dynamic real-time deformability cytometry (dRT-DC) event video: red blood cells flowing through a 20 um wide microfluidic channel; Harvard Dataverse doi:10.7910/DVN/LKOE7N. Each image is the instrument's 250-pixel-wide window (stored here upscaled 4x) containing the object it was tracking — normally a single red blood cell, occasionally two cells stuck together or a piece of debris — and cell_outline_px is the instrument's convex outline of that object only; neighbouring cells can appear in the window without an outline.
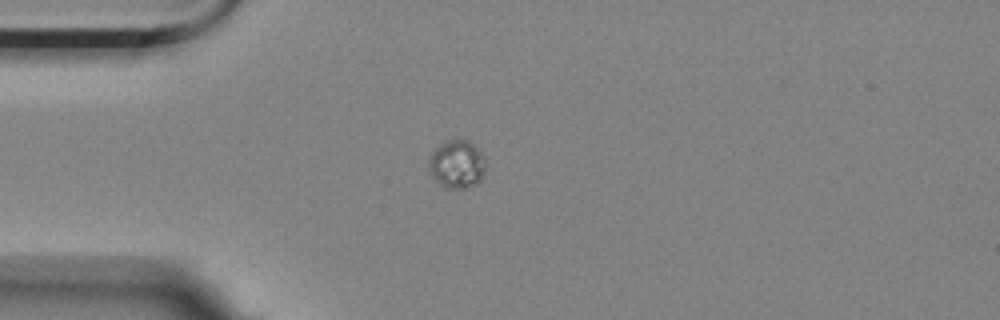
{"species": "Egyptian fruit bat (a non-hibernating species)", "species_latin": "Rousettus aegyptiacus", "temperature_condition": "room temperature", "stored_images_in_passage": 3, "camera_frame_rate_fps": 3000, "um_per_image_px": 0.085, "animal": {"sex": "female"}, "frame": {"image": 1, "passage_image": 1, "time_ms": 0.0, "image_size_px": [1000, 320], "cell_outline_px": [[484, 172], [480, 180], [476, 184], [468, 188], [444, 188], [432, 176], [428, 164], [428, 156], [440, 144], [448, 140], [468, 140], [480, 152], [484, 160]], "centroid_in_image_um": [38.8, 13.97], "position_along_channel_um": 46.2, "area_um2": 15.78}}